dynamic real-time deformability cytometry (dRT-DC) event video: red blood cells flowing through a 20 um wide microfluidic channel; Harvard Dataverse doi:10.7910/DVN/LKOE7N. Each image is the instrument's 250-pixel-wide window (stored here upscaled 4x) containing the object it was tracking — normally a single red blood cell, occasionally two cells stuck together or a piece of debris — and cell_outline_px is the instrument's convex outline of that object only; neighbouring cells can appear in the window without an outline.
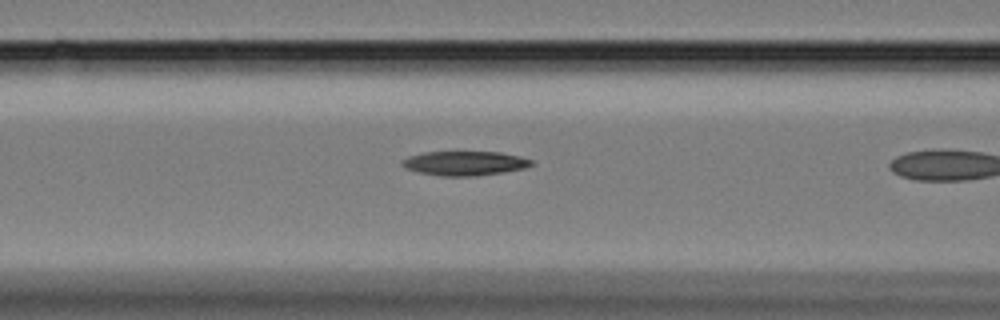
{"species": "Egyptian fruit bat (a non-hibernating species)", "species_latin": "Rousettus aegyptiacus", "temperature_condition": "cold", "stored_images_in_passage": 4, "camera_frame_rate_fps": 3000, "um_per_image_px": 0.085, "animal": {"sex": "female"}, "frame": {"image": 1, "passage_image": 3, "time_ms": 0.667, "image_size_px": [1000, 320], "cell_outline_px": [[536, 164], [524, 168], [504, 172], [476, 176], [440, 176], [420, 172], [404, 168], [400, 164], [400, 160], [408, 156], [424, 152], [500, 152], [520, 156], [532, 160]], "centroid_in_image_um": [39.49, 13.88], "position_along_channel_um": 127.1, "area_um2": 18.5}}